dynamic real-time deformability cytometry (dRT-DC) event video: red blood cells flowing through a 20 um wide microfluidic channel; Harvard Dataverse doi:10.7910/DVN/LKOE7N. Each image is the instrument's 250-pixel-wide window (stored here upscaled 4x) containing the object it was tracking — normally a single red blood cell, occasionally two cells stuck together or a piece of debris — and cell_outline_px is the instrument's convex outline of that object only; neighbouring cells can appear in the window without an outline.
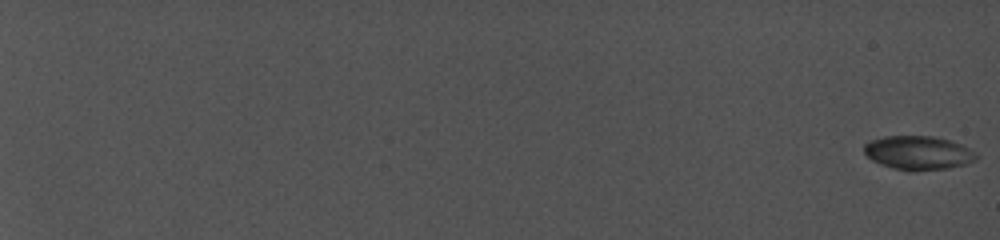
{"species": "common noctule bat (a hibernating species)", "species_latin": "Nyctalus noctula", "temperature_condition": "cold", "stored_images_in_passage": 46, "camera_frame_rate_fps": 5000, "um_per_image_px": 0.085, "animal": {"sex": "female", "body_mass_g": 19.0, "forearm_length_mm": 56.7}, "frame": {"image": 1, "passage_image": 1, "time_ms": 0.0, "image_size_px": [1000, 240], "cell_outline_px": [[976, 160], [964, 164], [948, 168], [912, 172], [892, 168], [880, 164], [872, 160], [864, 152], [864, 144], [872, 140], [884, 136], [932, 136], [948, 140], [960, 144], [976, 152]], "centroid_in_image_um": [78.03, 13.0], "position_along_channel_um": 7.0, "area_um2": 22.08}}
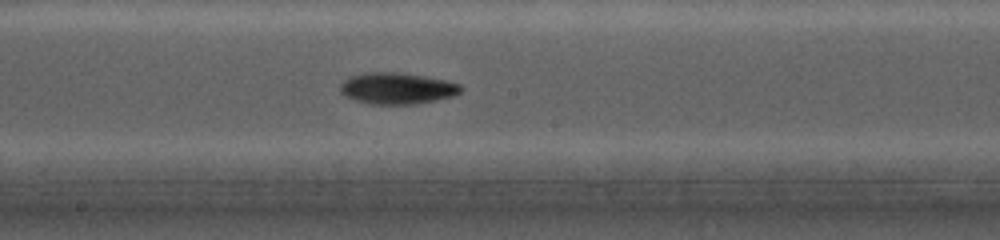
{"frame": {"image": 2, "passage_image": 30, "time_ms": 13.6, "image_size_px": [1000, 240], "cell_outline_px": [[464, 88], [460, 92], [452, 96], [436, 100], [416, 104], [368, 104], [344, 96], [340, 92], [340, 84], [348, 76], [364, 72], [396, 72], [424, 76], [444, 80], [460, 84]], "centroid_in_image_um": [33.71, 7.51], "position_along_channel_um": 214.5, "area_um2": 22.2}}
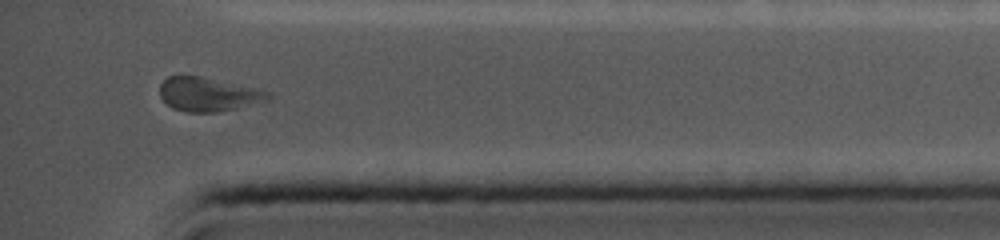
{"frame": {"image": 3, "passage_image": 46, "time_ms": 18.8, "image_size_px": [1000, 240], "cell_outline_px": [[272, 96], [264, 100], [236, 108], [216, 112], [188, 112], [172, 108], [160, 96], [160, 84], [168, 76], [200, 76], [256, 88], [272, 92]], "centroid_in_image_um": [17.68, 8.01], "position_along_channel_um": 417.5, "area_um2": 21.04}}